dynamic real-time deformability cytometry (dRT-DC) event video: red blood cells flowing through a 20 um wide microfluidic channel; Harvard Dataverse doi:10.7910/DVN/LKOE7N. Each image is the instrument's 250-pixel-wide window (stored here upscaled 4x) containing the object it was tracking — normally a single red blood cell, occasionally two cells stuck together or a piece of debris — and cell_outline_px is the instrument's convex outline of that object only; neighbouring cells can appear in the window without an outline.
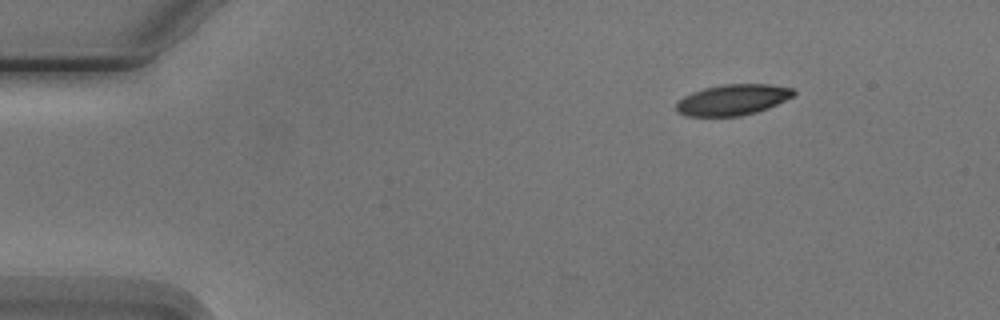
{"species": "Egyptian fruit bat (a non-hibernating species)", "species_latin": "Rousettus aegyptiacus", "temperature_condition": "cold", "stored_images_in_passage": 3, "camera_frame_rate_fps": 3000, "um_per_image_px": 0.085, "animal": {"sex": "male"}, "frame": {"image": 1, "passage_image": 1, "time_ms": 0.0, "image_size_px": [1000, 320], "cell_outline_px": [[796, 92], [792, 96], [768, 108], [756, 112], [740, 116], [684, 116], [676, 108], [676, 100], [692, 92], [704, 88], [724, 84], [768, 84], [792, 88]], "centroid_in_image_um": [62.24, 8.48], "position_along_channel_um": 22.8, "area_um2": 20.98}}